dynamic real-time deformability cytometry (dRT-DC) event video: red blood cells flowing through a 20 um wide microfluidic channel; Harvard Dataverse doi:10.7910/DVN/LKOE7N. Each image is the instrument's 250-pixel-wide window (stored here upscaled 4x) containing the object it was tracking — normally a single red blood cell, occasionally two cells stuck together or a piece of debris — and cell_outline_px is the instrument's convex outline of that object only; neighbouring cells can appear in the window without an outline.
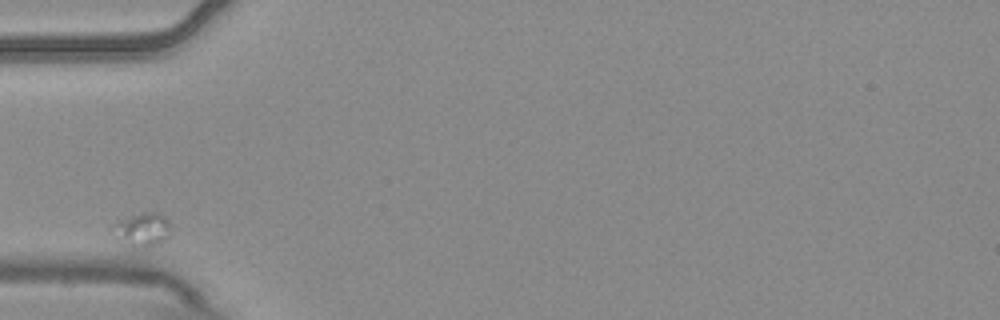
{"species": "common noctule bat (a hibernating species)", "species_latin": "Nyctalus noctula", "temperature_condition": "warm", "stored_images_in_passage": 3, "camera_frame_rate_fps": 3000, "um_per_image_px": 0.085, "animal": {"sex": "male", "body_mass_g": 20.4}, "frame": {"image": 1, "passage_image": 1, "time_ms": 0.0, "image_size_px": [1000, 320], "cell_outline_px": [[172, 232], [164, 240], [152, 248], [132, 248], [116, 240], [112, 224], [116, 220], [140, 212], [156, 212], [168, 220]], "centroid_in_image_um": [12.07, 19.54], "position_along_channel_um": 72.9, "area_um2": 11.91}}